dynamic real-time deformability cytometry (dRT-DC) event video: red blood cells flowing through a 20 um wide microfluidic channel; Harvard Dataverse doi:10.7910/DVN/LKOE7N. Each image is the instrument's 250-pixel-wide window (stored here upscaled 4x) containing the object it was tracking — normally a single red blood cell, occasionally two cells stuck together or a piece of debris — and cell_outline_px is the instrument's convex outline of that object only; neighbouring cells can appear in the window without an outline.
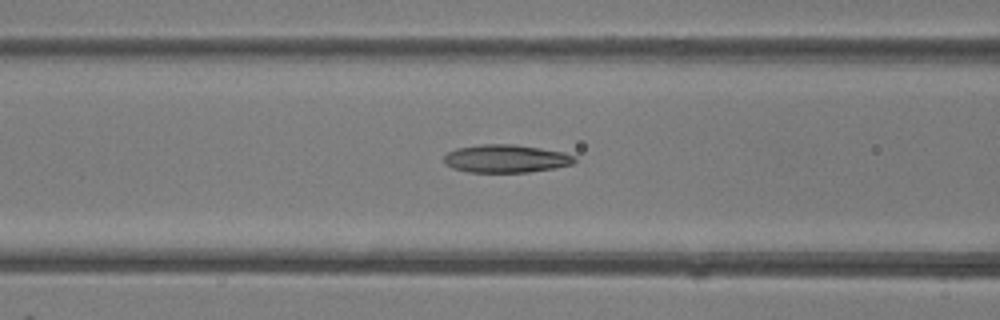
{"species": "common noctule bat (a hibernating species)", "species_latin": "Nyctalus noctula", "temperature_condition": "room temperature", "stored_images_in_passage": 34, "camera_frame_rate_fps": 3000, "um_per_image_px": 0.085, "animal": {"sex": "female"}, "frame": {"image": 1, "passage_image": 17, "time_ms": 5.333, "image_size_px": [1000, 320], "cell_outline_px": [[576, 160], [572, 164], [556, 168], [528, 172], [468, 172], [452, 168], [444, 164], [444, 156], [448, 152], [456, 148], [480, 144], [516, 144], [564, 152], [576, 156]], "centroid_in_image_um": [43.0, 13.48], "position_along_channel_um": 123.6, "area_um2": 21.5}}
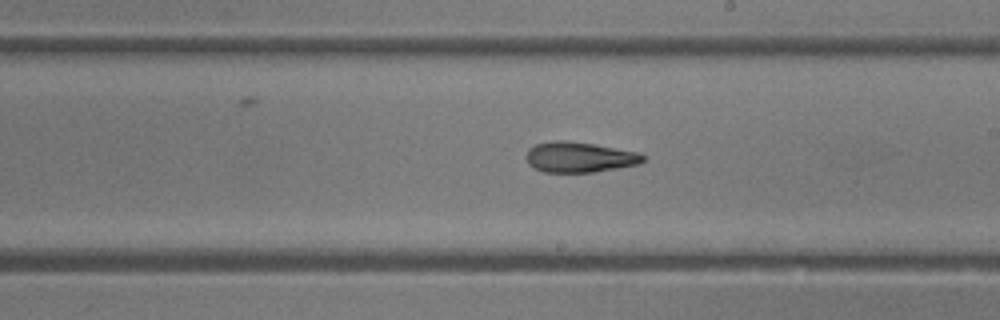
{"frame": {"image": 2, "passage_image": 24, "time_ms": 7.667, "image_size_px": [1000, 320], "cell_outline_px": [[644, 160], [640, 164], [592, 172], [544, 172], [532, 168], [528, 164], [528, 148], [536, 144], [552, 140], [564, 140], [592, 144], [640, 152], [644, 156]], "centroid_in_image_um": [49.25, 13.36], "position_along_channel_um": 239.8, "area_um2": 20.63}}
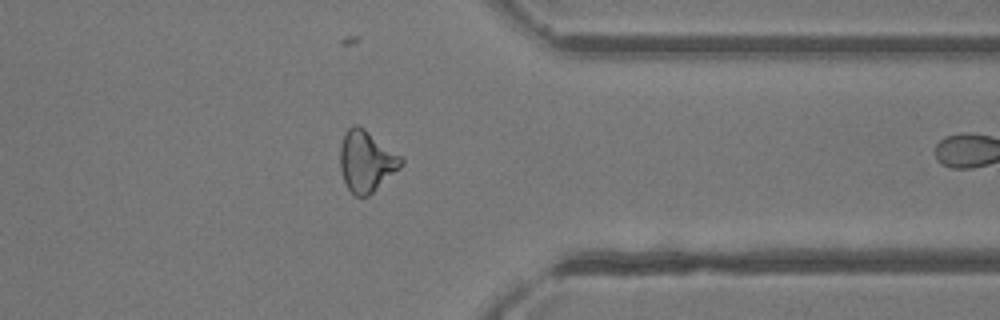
{"frame": {"image": 3, "passage_image": 33, "time_ms": 10.667, "image_size_px": [1000, 320], "cell_outline_px": [[404, 164], [400, 168], [368, 196], [356, 196], [348, 188], [344, 180], [340, 168], [340, 144], [344, 132], [348, 128], [356, 124], [364, 128], [400, 156], [404, 160]], "centroid_in_image_um": [31.12, 13.69], "position_along_channel_um": 380.3, "area_um2": 21.5}}